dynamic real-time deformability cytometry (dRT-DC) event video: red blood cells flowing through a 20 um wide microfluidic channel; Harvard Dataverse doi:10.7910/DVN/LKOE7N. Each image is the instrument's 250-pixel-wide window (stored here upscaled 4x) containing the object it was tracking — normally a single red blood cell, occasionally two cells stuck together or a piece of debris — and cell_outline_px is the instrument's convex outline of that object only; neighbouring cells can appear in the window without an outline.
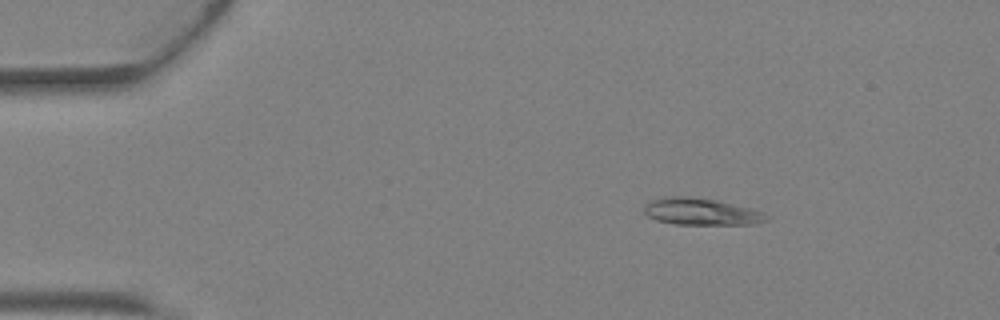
{"species": "Egyptian fruit bat (a non-hibernating species)", "species_latin": "Rousettus aegyptiacus", "temperature_condition": "warm", "stored_images_in_passage": 38, "camera_frame_rate_fps": 3000, "um_per_image_px": 0.085, "animal": {"sex": "female"}, "frame": {"image": 1, "passage_image": 2, "time_ms": 0.333, "image_size_px": [1000, 320], "cell_outline_px": [[772, 216], [768, 220], [756, 224], [676, 224], [656, 220], [648, 216], [644, 212], [644, 208], [652, 200], [664, 196], [688, 196], [716, 200], [752, 208], [764, 212]], "centroid_in_image_um": [59.67, 17.99], "position_along_channel_um": 25.3, "area_um2": 19.25}}
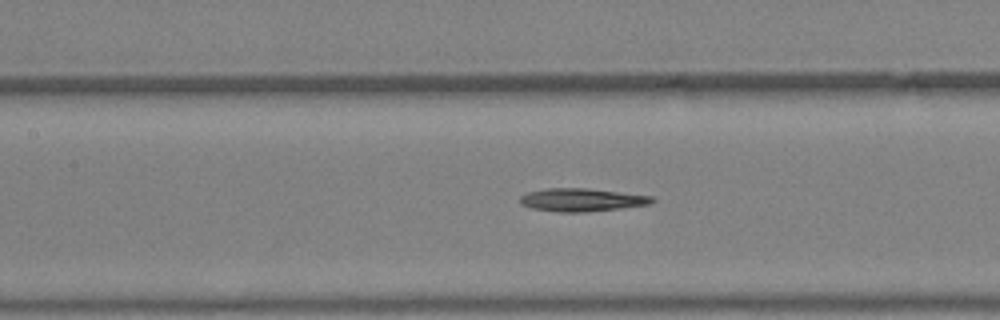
{"frame": {"image": 2, "passage_image": 15, "time_ms": 4.667, "image_size_px": [1000, 320], "cell_outline_px": [[656, 200], [652, 204], [620, 208], [584, 212], [556, 212], [532, 208], [520, 204], [520, 196], [528, 192], [544, 188], [588, 188], [652, 196]], "centroid_in_image_um": [49.44, 16.98], "position_along_channel_um": 158.0, "area_um2": 17.8}}
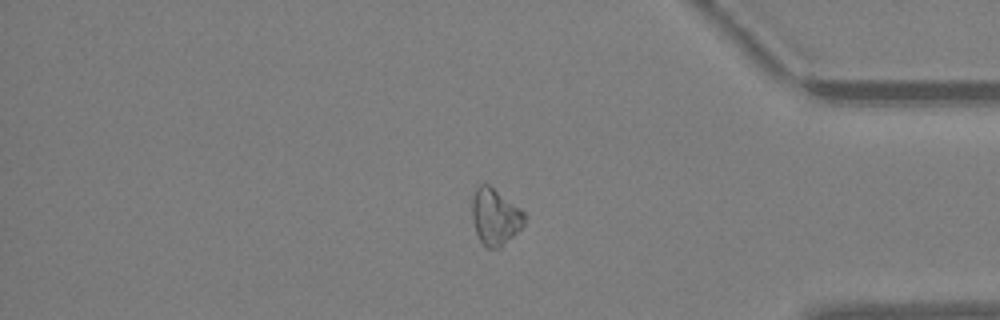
{"frame": {"image": 3, "passage_image": 31, "time_ms": 10.0, "image_size_px": [1000, 320], "cell_outline_px": [[528, 216], [524, 224], [500, 248], [484, 248], [476, 232], [472, 220], [472, 200], [476, 188], [480, 184], [488, 184], [520, 208]], "centroid_in_image_um": [42.08, 18.43], "position_along_channel_um": 393.1, "area_um2": 17.17}}